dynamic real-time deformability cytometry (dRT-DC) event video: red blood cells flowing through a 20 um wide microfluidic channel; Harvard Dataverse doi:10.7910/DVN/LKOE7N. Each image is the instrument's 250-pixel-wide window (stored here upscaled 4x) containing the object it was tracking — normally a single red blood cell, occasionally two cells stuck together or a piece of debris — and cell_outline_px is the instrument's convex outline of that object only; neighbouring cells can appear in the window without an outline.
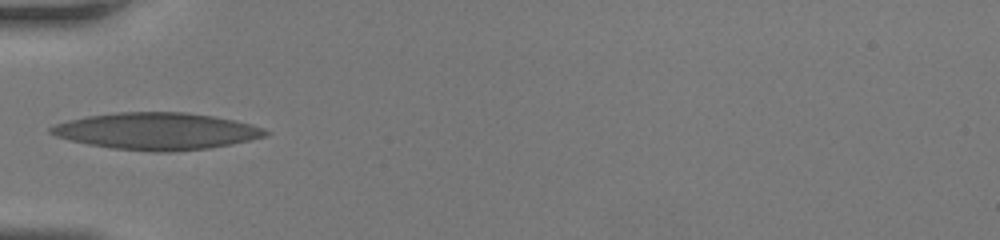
{"species": "human", "species_latin": "Homo sapiens", "temperature_condition": "room temperature", "stored_images_in_passage": 30, "camera_frame_rate_fps": 3000, "um_per_image_px": 0.085, "donor": {"sex": "female"}, "frame": {"image": 1, "passage_image": 1, "time_ms": 0.0, "image_size_px": [1000, 240], "cell_outline_px": [[272, 132], [268, 136], [232, 144], [208, 148], [168, 152], [156, 152], [112, 148], [88, 144], [68, 140], [56, 136], [48, 132], [48, 128], [56, 124], [68, 120], [88, 116], [116, 112], [184, 112], [212, 116], [252, 124], [264, 128]], "centroid_in_image_um": [13.33, 11.15], "position_along_channel_um": 71.7, "area_um2": 46.18}}
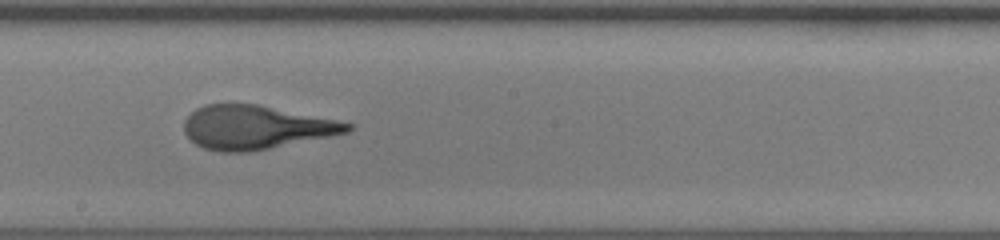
{"frame": {"image": 2, "passage_image": 11, "time_ms": 3.333, "image_size_px": [1000, 240], "cell_outline_px": [[352, 128], [348, 132], [248, 152], [220, 152], [204, 148], [196, 144], [184, 132], [184, 120], [196, 108], [204, 104], [260, 104], [336, 120], [352, 124]], "centroid_in_image_um": [21.69, 10.81], "position_along_channel_um": 226.5, "area_um2": 41.15}}
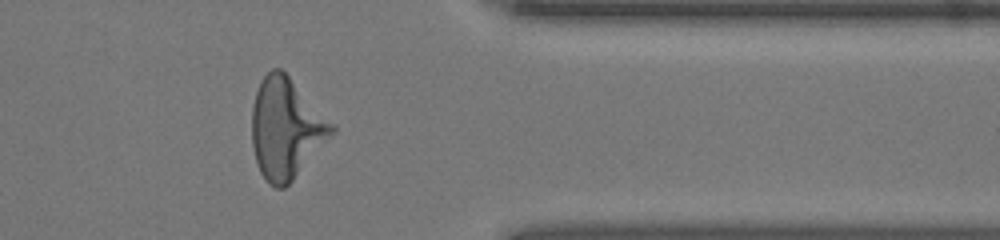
{"frame": {"image": 3, "passage_image": 22, "time_ms": 7.0, "image_size_px": [1000, 240], "cell_outline_px": [[336, 132], [292, 180], [284, 188], [276, 188], [268, 184], [260, 172], [256, 164], [252, 144], [252, 108], [256, 92], [264, 76], [272, 68], [280, 68], [336, 124]], "centroid_in_image_um": [24.32, 10.93], "position_along_channel_um": 387.1, "area_um2": 46.76}}